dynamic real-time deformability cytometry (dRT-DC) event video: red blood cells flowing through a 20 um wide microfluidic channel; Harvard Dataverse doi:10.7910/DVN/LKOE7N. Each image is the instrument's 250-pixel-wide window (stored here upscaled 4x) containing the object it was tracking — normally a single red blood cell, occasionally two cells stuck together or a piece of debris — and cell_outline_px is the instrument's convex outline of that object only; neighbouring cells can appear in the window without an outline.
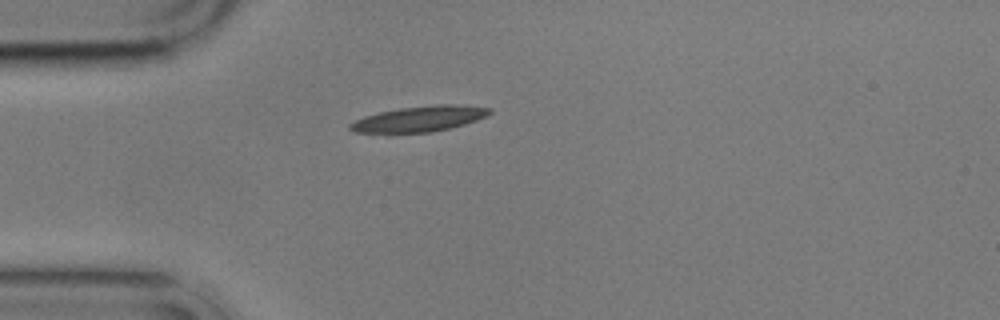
{"species": "common noctule bat (a hibernating species)", "species_latin": "Nyctalus noctula", "temperature_condition": "cold", "stored_images_in_passage": 2, "camera_frame_rate_fps": 3000, "um_per_image_px": 0.085, "animal": {"sex": "male", "body_mass_g": 17.9}, "frame": {"image": 1, "passage_image": 1, "time_ms": 0.0, "image_size_px": [1000, 320], "cell_outline_px": [[492, 112], [488, 116], [464, 124], [448, 128], [428, 132], [388, 136], [356, 132], [348, 128], [348, 124], [364, 116], [380, 112], [400, 108], [436, 104], [452, 104], [492, 108]], "centroid_in_image_um": [35.55, 10.14], "position_along_channel_um": 49.4, "area_um2": 21.5}}